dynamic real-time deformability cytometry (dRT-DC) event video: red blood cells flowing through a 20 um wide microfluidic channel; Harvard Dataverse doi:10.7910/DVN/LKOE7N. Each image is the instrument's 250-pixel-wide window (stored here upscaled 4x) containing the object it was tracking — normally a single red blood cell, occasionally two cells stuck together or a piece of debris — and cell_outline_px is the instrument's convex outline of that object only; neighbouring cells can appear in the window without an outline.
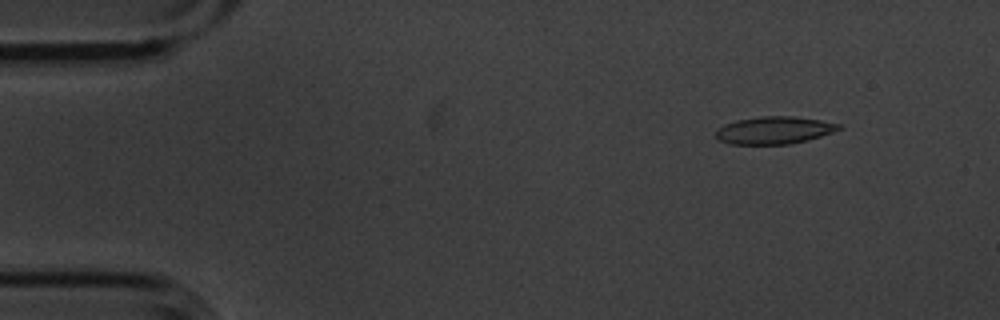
{"species": "common noctule bat (a hibernating species)", "species_latin": "Nyctalus noctula", "temperature_condition": "cold", "stored_images_in_passage": 4, "camera_frame_rate_fps": 3000, "um_per_image_px": 0.085, "animal": {"sex": "male", "body_mass_g": 20.1, "forearm_length_mm": 53.5}, "frame": {"image": 1, "passage_image": 2, "time_ms": 0.333, "image_size_px": [1000, 320], "cell_outline_px": [[844, 128], [808, 140], [792, 144], [732, 144], [720, 140], [716, 136], [716, 128], [724, 124], [736, 120], [760, 116], [792, 116], [820, 120], [840, 124]], "centroid_in_image_um": [65.81, 11.07], "position_along_channel_um": 19.2, "area_um2": 19.71}}